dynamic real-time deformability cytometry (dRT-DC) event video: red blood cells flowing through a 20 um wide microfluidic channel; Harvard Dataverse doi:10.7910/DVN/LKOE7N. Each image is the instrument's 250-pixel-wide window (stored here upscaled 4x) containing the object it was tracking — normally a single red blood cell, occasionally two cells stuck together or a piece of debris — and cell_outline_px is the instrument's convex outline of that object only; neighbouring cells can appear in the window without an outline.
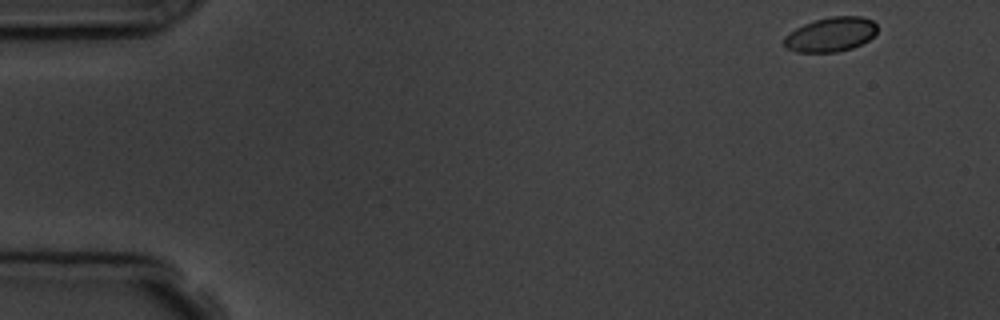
{"species": "common noctule bat (a hibernating species)", "species_latin": "Nyctalus noctula", "temperature_condition": "room temperature", "stored_images_in_passage": 6, "segment_of_instrument_passage": [2, 2], "camera_frame_rate_fps": 3000, "um_per_image_px": 0.085, "animal": {"sex": "male", "body_mass_g": 19.5, "forearm_length_mm": 54.6}, "frame": {"image": 1, "passage_image": 6, "time_ms": 5.667, "image_size_px": [1000, 320], "cell_outline_px": [[876, 32], [868, 40], [852, 48], [836, 52], [796, 52], [784, 48], [784, 36], [796, 28], [804, 24], [816, 20], [832, 16], [860, 16], [872, 20], [876, 24]], "centroid_in_image_um": [70.58, 2.93], "position_along_channel_um": 14.4, "area_um2": 18.61}}